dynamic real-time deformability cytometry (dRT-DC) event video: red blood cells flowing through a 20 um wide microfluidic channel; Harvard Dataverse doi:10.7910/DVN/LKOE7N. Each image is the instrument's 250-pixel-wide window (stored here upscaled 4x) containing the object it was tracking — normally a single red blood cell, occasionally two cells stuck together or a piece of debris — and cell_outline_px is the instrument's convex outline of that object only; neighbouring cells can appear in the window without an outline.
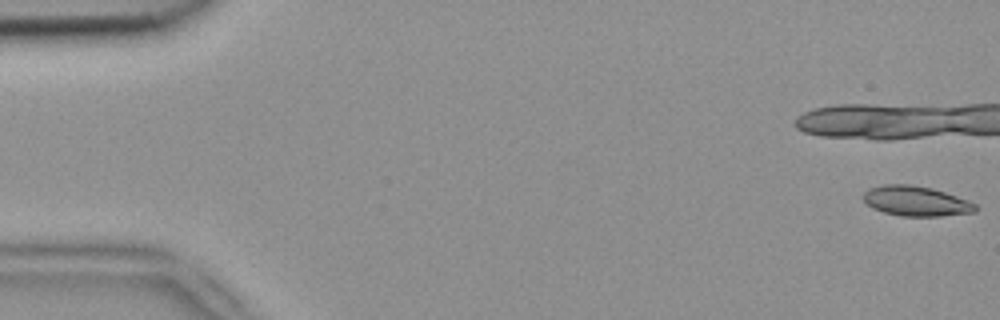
{"species": "common noctule bat (a hibernating species)", "species_latin": "Nyctalus noctula", "temperature_condition": "room temperature", "stored_images_in_passage": 17, "camera_frame_rate_fps": 3000, "um_per_image_px": 0.085, "animal": {"sex": "female", "body_mass_g": 18.4}, "frame": {"image": 1, "passage_image": 1, "time_ms": 0.0, "image_size_px": [1000, 320], "cell_outline_px": [[976, 212], [940, 216], [900, 216], [884, 212], [872, 208], [864, 200], [864, 192], [868, 188], [884, 184], [908, 184], [932, 188], [968, 200], [976, 204]], "centroid_in_image_um": [77.85, 17.09], "position_along_channel_um": 7.1, "area_um2": 19.54}}